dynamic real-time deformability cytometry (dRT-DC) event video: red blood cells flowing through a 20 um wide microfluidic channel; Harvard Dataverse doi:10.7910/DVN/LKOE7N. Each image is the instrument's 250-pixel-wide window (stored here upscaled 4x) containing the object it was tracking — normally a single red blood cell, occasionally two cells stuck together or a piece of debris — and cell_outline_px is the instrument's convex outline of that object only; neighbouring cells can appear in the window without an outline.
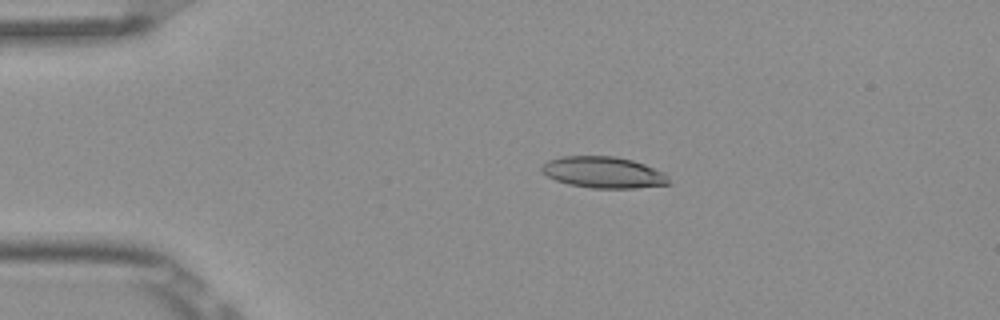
{"species": "Egyptian fruit bat (a non-hibernating species)", "species_latin": "Rousettus aegyptiacus", "temperature_condition": "room temperature", "stored_images_in_passage": 6, "camera_frame_rate_fps": 3000, "um_per_image_px": 0.085, "frame": {"image": 1, "passage_image": 4, "time_ms": 1.0, "image_size_px": [1000, 320], "cell_outline_px": [[672, 184], [636, 188], [592, 188], [568, 184], [556, 180], [548, 176], [540, 168], [548, 160], [560, 156], [616, 156], [632, 160], [644, 164], [664, 172], [668, 176]], "centroid_in_image_um": [51.33, 14.65], "position_along_channel_um": 33.7, "area_um2": 23.29}}
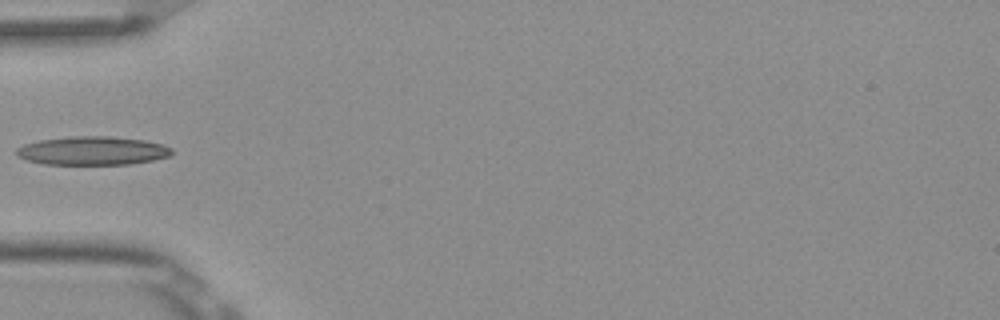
{"frame": {"image": 2, "passage_image": 6, "time_ms": 1.667, "image_size_px": [1000, 320], "cell_outline_px": [[172, 152], [168, 156], [152, 160], [128, 164], [44, 164], [28, 160], [16, 156], [16, 148], [24, 144], [40, 140], [72, 136], [108, 136], [144, 140], [160, 144], [172, 148]], "centroid_in_image_um": [7.82, 12.81], "position_along_channel_um": 77.2, "area_um2": 25.66}}